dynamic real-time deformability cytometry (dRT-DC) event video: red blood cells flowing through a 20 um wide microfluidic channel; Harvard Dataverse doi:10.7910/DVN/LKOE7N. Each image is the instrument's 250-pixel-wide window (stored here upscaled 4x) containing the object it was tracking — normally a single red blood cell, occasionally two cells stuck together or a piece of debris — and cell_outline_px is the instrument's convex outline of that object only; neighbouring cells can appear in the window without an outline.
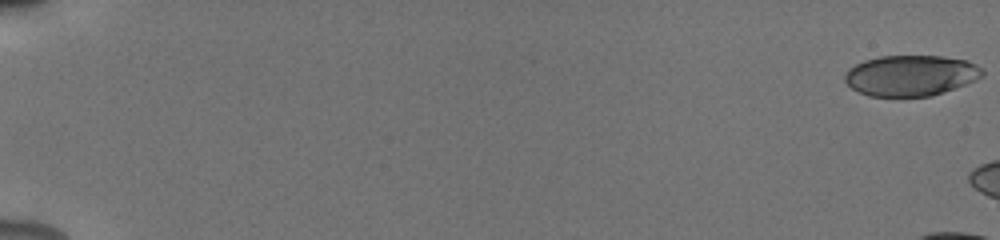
{"species": "human", "species_latin": "Homo sapiens", "temperature_condition": "cold", "stored_images_in_passage": 12, "camera_frame_rate_fps": 3000, "um_per_image_px": 0.085, "donor": {"sex": "male"}, "frame": {"image": 1, "passage_image": 1, "time_ms": 0.0, "image_size_px": [1000, 240], "cell_outline_px": [[984, 76], [976, 80], [932, 96], [868, 96], [852, 88], [844, 80], [844, 76], [848, 68], [864, 60], [880, 56], [944, 56], [968, 60], [976, 64], [984, 72]], "centroid_in_image_um": [77.42, 6.41], "position_along_channel_um": 7.6, "area_um2": 32.71}}